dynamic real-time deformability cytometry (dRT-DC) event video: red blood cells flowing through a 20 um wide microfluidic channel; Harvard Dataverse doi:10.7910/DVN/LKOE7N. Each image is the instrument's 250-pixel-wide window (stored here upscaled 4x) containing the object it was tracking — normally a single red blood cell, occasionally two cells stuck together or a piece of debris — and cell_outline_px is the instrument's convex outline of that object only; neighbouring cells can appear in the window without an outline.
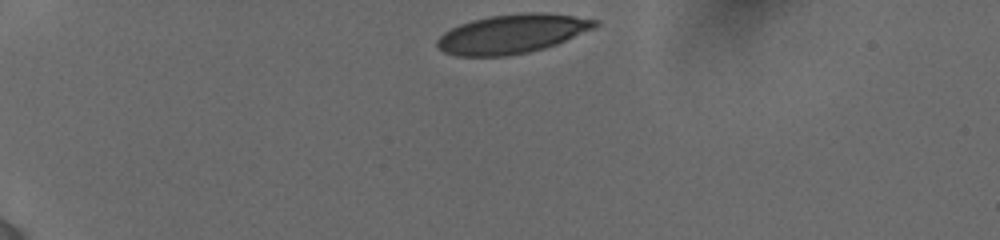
{"species": "human", "species_latin": "Homo sapiens", "temperature_condition": "cold", "stored_images_in_passage": 51, "camera_frame_rate_fps": 3000, "um_per_image_px": 0.085, "donor": {"sex": "female"}, "frame": {"image": 1, "passage_image": 1, "time_ms": 0.0, "image_size_px": [1000, 240], "cell_outline_px": [[600, 24], [596, 28], [556, 44], [544, 48], [528, 52], [508, 56], [456, 56], [444, 52], [436, 48], [436, 40], [444, 32], [460, 24], [472, 20], [488, 16], [520, 12], [544, 12], [600, 20]], "centroid_in_image_um": [43.53, 2.87], "position_along_channel_um": 41.5, "area_um2": 36.24}}
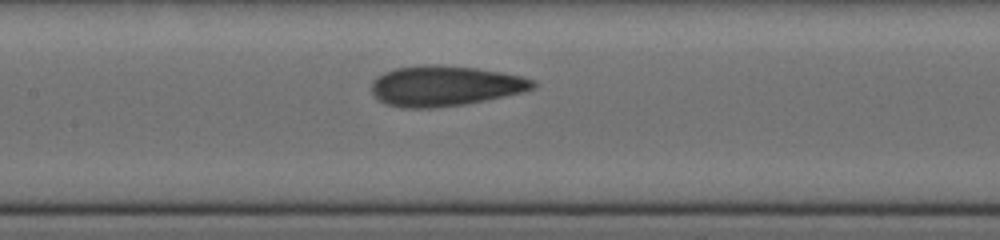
{"frame": {"image": 2, "passage_image": 28, "time_ms": 5.0, "image_size_px": [1000, 240], "cell_outline_px": [[540, 84], [536, 88], [524, 92], [464, 104], [436, 108], [400, 108], [388, 104], [380, 100], [372, 92], [372, 80], [376, 76], [384, 72], [396, 68], [428, 64], [436, 64], [480, 68], [524, 76], [536, 80]], "centroid_in_image_um": [37.88, 7.29], "position_along_channel_um": 169.5, "area_um2": 38.38}}
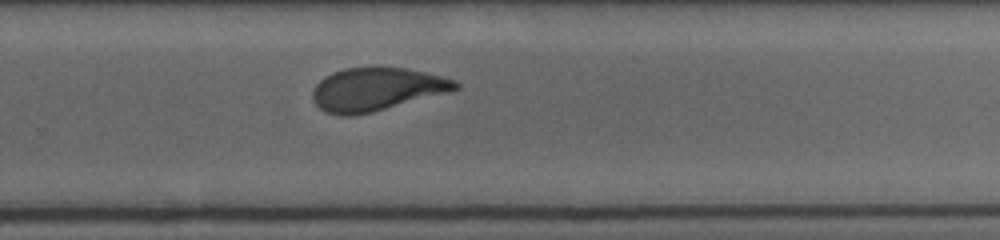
{"frame": {"image": 3, "passage_image": 50, "time_ms": 8.333, "image_size_px": [1000, 240], "cell_outline_px": [[460, 88], [448, 92], [372, 112], [352, 116], [340, 116], [324, 112], [316, 104], [312, 96], [312, 88], [324, 76], [332, 72], [344, 68], [376, 64], [408, 68], [456, 80], [460, 84]], "centroid_in_image_um": [31.97, 7.55], "position_along_channel_um": 297.8, "area_um2": 36.65}}